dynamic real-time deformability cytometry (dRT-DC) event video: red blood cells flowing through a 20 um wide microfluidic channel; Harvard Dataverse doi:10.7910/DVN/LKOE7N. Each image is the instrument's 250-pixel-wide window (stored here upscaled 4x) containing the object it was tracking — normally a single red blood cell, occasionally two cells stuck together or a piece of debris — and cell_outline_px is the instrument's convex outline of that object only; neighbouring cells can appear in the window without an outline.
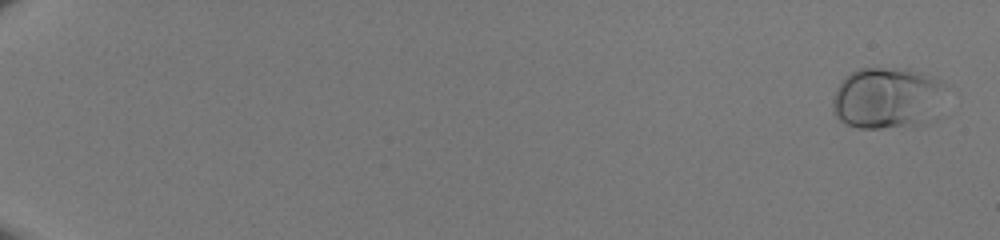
{"species": "human", "species_latin": "Homo sapiens", "temperature_condition": "room temperature", "stored_images_in_passage": 52, "camera_frame_rate_fps": 3000, "um_per_image_px": 0.085, "donor": {"sex": "male"}, "frame": {"image": 1, "passage_image": 2, "time_ms": 0.333, "image_size_px": [1000, 240], "cell_outline_px": [[940, 84], [920, 124], [880, 128], [860, 128], [848, 124], [840, 120], [832, 112], [832, 100], [836, 88], [844, 76], [860, 68], [908, 68], [940, 80]], "centroid_in_image_um": [75.12, 8.28], "position_along_channel_um": 9.9, "area_um2": 38.15}}
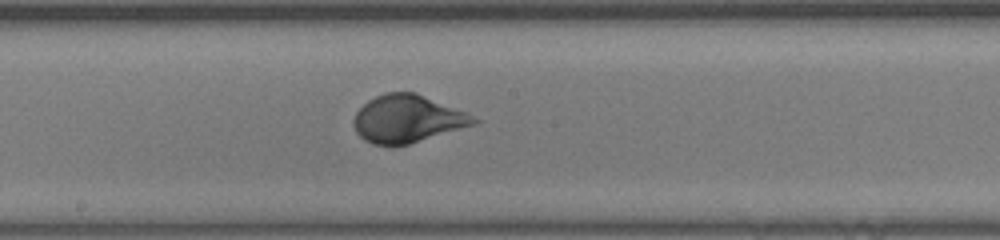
{"frame": {"image": 2, "passage_image": 32, "time_ms": 10.333, "image_size_px": [1000, 240], "cell_outline_px": [[480, 120], [476, 124], [408, 144], [392, 148], [372, 144], [364, 140], [356, 132], [352, 124], [352, 120], [356, 112], [368, 100], [384, 92], [416, 92], [464, 112]], "centroid_in_image_um": [34.56, 10.12], "position_along_channel_um": 213.6, "area_um2": 33.41}}
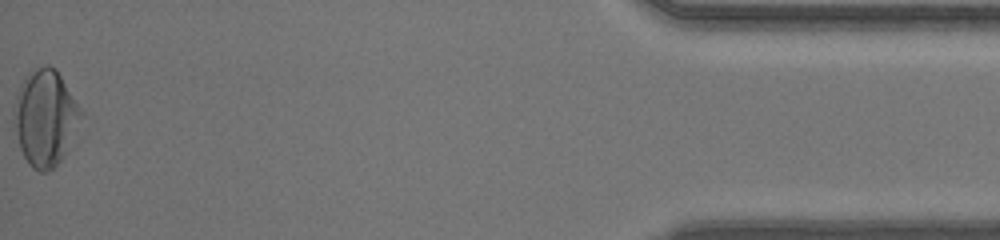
{"frame": {"image": 3, "passage_image": 52, "time_ms": 17.0, "image_size_px": [1000, 240], "cell_outline_px": [[84, 112], [60, 160], [48, 172], [40, 172], [32, 168], [28, 164], [20, 148], [12, 116], [12, 108], [20, 84], [28, 72], [36, 68], [48, 64], [56, 68]], "centroid_in_image_um": [3.81, 9.97], "position_along_channel_um": 431.4, "area_um2": 37.34}}